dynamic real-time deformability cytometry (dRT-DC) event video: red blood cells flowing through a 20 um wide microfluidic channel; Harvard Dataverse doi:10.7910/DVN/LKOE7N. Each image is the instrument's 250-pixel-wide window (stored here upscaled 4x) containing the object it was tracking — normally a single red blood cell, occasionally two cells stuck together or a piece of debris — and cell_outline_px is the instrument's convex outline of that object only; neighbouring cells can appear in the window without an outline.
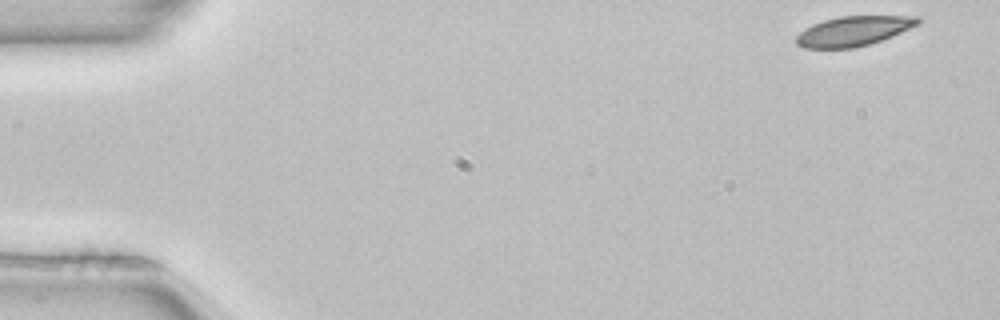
{"species": "common noctule bat (a hibernating species)", "species_latin": "Nyctalus noctula", "temperature_condition": "room temperature", "stored_images_in_passage": 50, "camera_frame_rate_fps": 3000, "um_per_image_px": 0.085, "animal": {"sex": "female", "body_mass_g": 22.7, "forearm_length_mm": 54.2}, "frame": {"image": 1, "passage_image": 1, "time_ms": 0.0, "image_size_px": [1000, 320], "cell_outline_px": [[920, 24], [892, 36], [868, 44], [852, 48], [804, 48], [796, 44], [796, 36], [804, 28], [812, 24], [824, 20], [840, 16], [920, 16]], "centroid_in_image_um": [72.54, 2.63], "position_along_channel_um": 12.5, "area_um2": 21.04}}
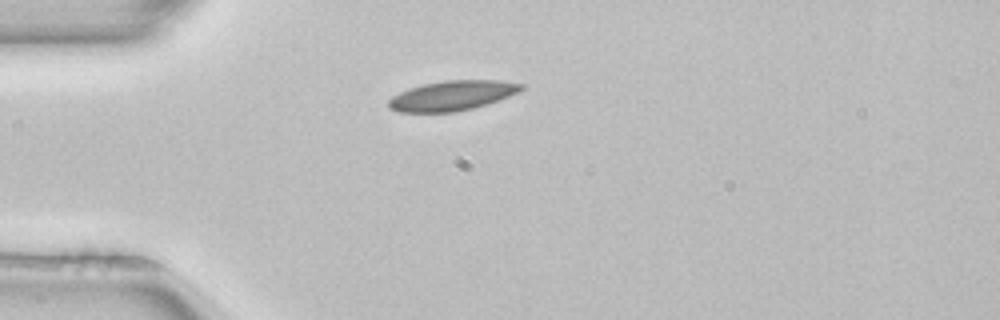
{"frame": {"image": 2, "passage_image": 12, "time_ms": 3.667, "image_size_px": [1000, 320], "cell_outline_px": [[524, 88], [520, 92], [500, 100], [488, 104], [456, 112], [396, 112], [388, 108], [388, 100], [392, 96], [408, 88], [424, 84], [444, 80], [500, 80], [524, 84]], "centroid_in_image_um": [38.45, 8.13], "position_along_channel_um": 46.6, "area_um2": 23.35}}
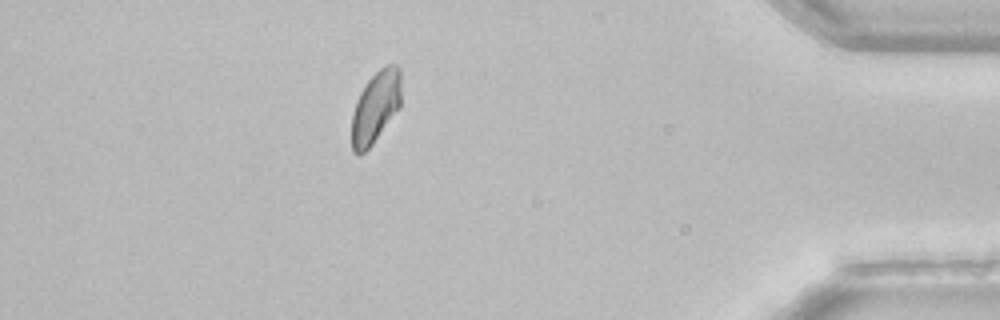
{"frame": {"image": 3, "passage_image": 44, "time_ms": 14.333, "image_size_px": [1000, 320], "cell_outline_px": [[400, 108], [372, 144], [364, 152], [352, 152], [352, 116], [356, 100], [360, 92], [368, 80], [380, 68], [388, 64], [396, 64], [400, 68]], "centroid_in_image_um": [31.93, 9.07], "position_along_channel_um": 403.3, "area_um2": 20.52}, "authors_computed_cell_mechanics": {"area_um2": 21.8195, "velocity_mm_per_s": 3.9429, "shape_relaxation_time_tau1_ms": 2.5724, "shape_relaxation_time_tau2_ms": null, "deformation_change_tau1": 0.0741, "deformation_change_tau2": null}}